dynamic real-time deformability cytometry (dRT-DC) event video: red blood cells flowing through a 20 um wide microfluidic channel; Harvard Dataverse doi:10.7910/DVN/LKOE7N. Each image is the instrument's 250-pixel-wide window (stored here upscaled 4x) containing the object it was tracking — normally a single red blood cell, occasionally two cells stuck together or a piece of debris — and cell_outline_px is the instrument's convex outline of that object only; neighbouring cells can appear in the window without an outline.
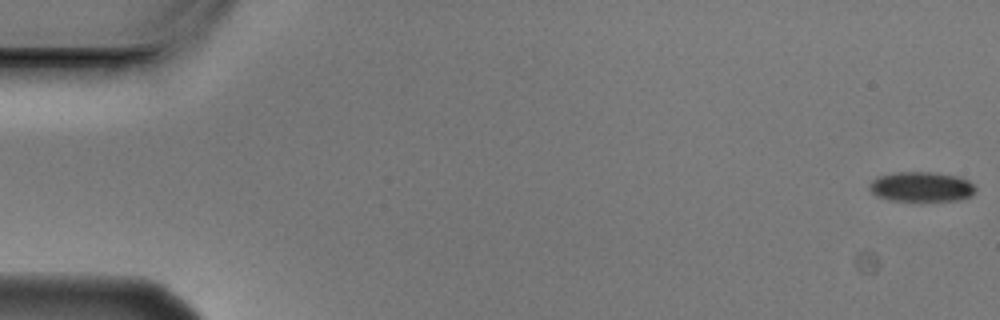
{"species": "Egyptian fruit bat (a non-hibernating species)", "species_latin": "Rousettus aegyptiacus", "temperature_condition": "cold", "stored_images_in_passage": 5, "camera_frame_rate_fps": 3000, "um_per_image_px": 0.085, "animal": {"sex": "male"}, "frame": {"image": 1, "passage_image": 1, "time_ms": 0.0, "image_size_px": [1000, 320], "cell_outline_px": [[976, 192], [972, 196], [960, 200], [920, 204], [888, 200], [876, 196], [868, 188], [868, 184], [876, 176], [896, 172], [936, 172], [956, 176], [968, 180], [976, 188]], "centroid_in_image_um": [78.31, 15.93], "position_along_channel_um": 6.7, "area_um2": 19.65}}
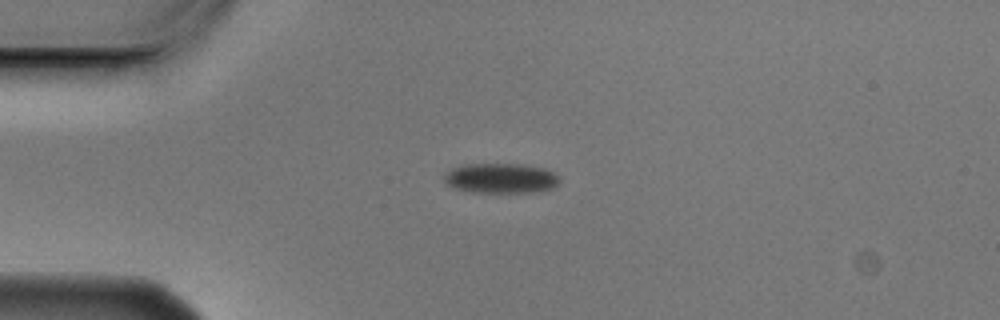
{"frame": {"image": 2, "passage_image": 4, "time_ms": 1.0, "image_size_px": [1000, 320], "cell_outline_px": [[560, 184], [552, 188], [540, 192], [472, 192], [452, 188], [444, 184], [444, 172], [452, 168], [464, 164], [520, 164], [544, 168], [560, 176]], "centroid_in_image_um": [42.55, 15.15], "position_along_channel_um": 42.4, "area_um2": 20.52}}